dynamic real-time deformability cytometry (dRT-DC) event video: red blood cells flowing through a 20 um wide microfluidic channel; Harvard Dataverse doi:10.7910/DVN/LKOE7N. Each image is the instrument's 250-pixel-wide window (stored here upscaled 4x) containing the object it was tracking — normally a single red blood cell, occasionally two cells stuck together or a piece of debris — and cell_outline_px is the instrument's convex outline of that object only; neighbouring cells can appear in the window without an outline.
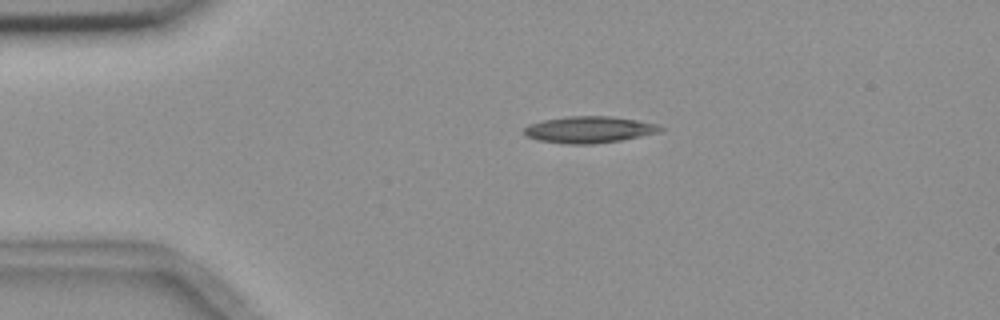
{"species": "common noctule bat (a hibernating species)", "species_latin": "Nyctalus noctula", "temperature_condition": "room temperature", "stored_images_in_passage": 6, "camera_frame_rate_fps": 3000, "um_per_image_px": 0.085, "animal": {"sex": "female", "body_mass_g": 18.4}, "frame": {"image": 1, "passage_image": 2, "time_ms": 1.333, "image_size_px": [1000, 320], "cell_outline_px": [[664, 128], [656, 132], [640, 136], [620, 140], [592, 144], [564, 144], [536, 140], [524, 136], [524, 128], [528, 124], [544, 120], [568, 116], [612, 116], [660, 124]], "centroid_in_image_um": [50.02, 11.02], "position_along_channel_um": 35.0, "area_um2": 21.15}}
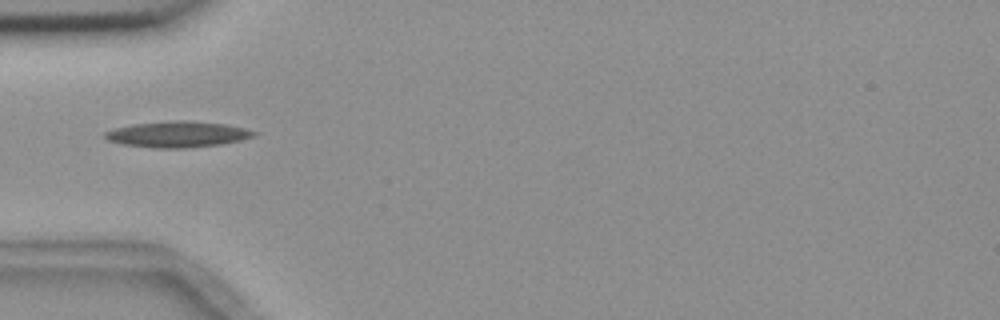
{"frame": {"image": 2, "passage_image": 4, "time_ms": 3.333, "image_size_px": [1000, 320], "cell_outline_px": [[256, 136], [240, 140], [220, 144], [184, 148], [152, 148], [120, 144], [108, 140], [104, 136], [104, 132], [116, 128], [132, 124], [180, 120], [184, 120], [224, 124], [244, 128], [256, 132]], "centroid_in_image_um": [15.06, 11.42], "position_along_channel_um": 69.9, "area_um2": 22.37}}
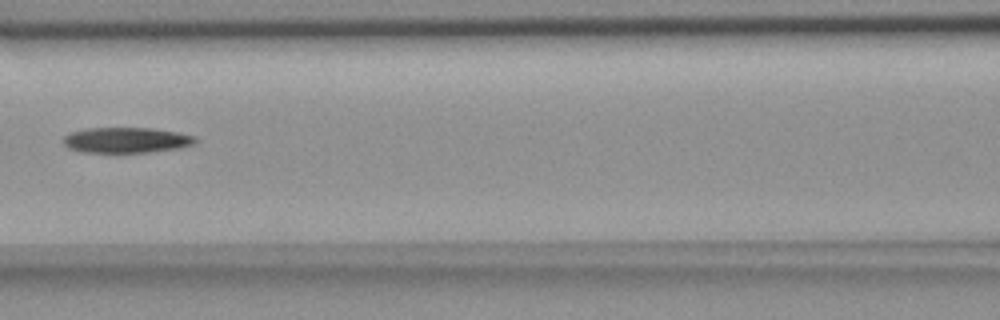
{"frame": {"image": 3, "passage_image": 6, "time_ms": 5.667, "image_size_px": [1000, 320], "cell_outline_px": [[200, 140], [196, 144], [180, 148], [116, 156], [80, 152], [68, 148], [64, 144], [64, 136], [72, 132], [88, 128], [152, 128], [176, 132], [196, 136]], "centroid_in_image_um": [10.75, 11.96], "position_along_channel_um": 155.9, "area_um2": 20.69}}